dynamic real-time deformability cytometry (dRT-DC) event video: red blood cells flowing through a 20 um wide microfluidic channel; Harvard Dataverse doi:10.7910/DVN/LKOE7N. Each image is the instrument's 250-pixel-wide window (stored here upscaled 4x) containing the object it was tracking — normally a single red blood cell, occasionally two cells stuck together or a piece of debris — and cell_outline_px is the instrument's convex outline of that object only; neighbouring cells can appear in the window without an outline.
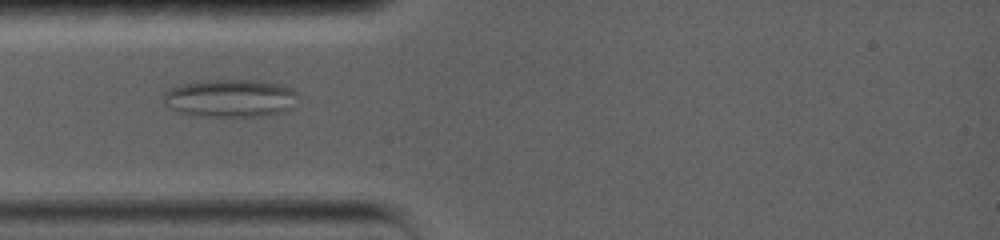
{"species": "common noctule bat (a hibernating species)", "species_latin": "Nyctalus noctula", "temperature_condition": "warm", "stored_images_in_passage": 20, "camera_frame_rate_fps": 5000, "um_per_image_px": 0.085, "animal": {"sex": "female", "body_mass_g": 19.0, "forearm_length_mm": 56.7}, "frame": {"image": 1, "passage_image": 7, "time_ms": 3.4, "image_size_px": [1000, 240], "cell_outline_px": [[296, 92], [292, 108], [284, 112], [256, 116], [204, 116], [176, 112], [164, 104], [164, 92], [172, 88], [184, 84], [208, 80], [256, 80], [276, 84], [292, 88]], "centroid_in_image_um": [19.55, 8.35], "position_along_channel_um": 65.4, "area_um2": 29.3}}
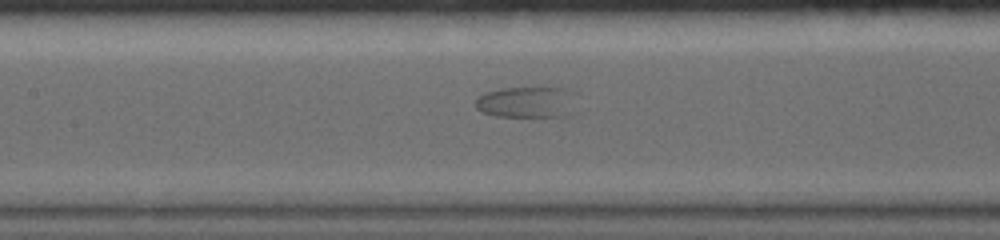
{"frame": {"image": 2, "passage_image": 14, "time_ms": 6.4, "image_size_px": [1000, 240], "cell_outline_px": [[580, 112], [572, 116], [496, 116], [484, 112], [476, 108], [476, 100], [480, 96], [488, 92], [500, 88], [564, 88], [572, 92]], "centroid_in_image_um": [44.92, 8.7], "position_along_channel_um": 162.5, "area_um2": 18.67}}
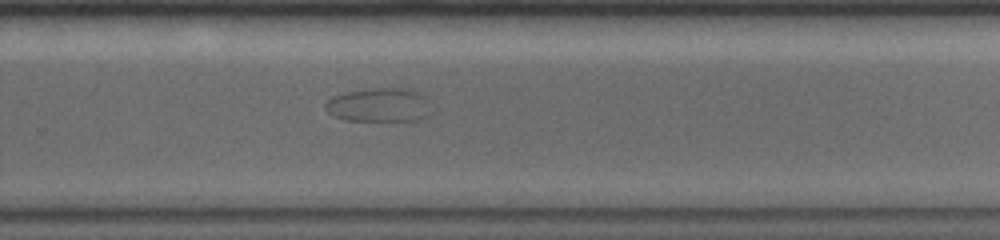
{"frame": {"image": 3, "passage_image": 20, "time_ms": 10.6, "image_size_px": [1000, 240], "cell_outline_px": [[432, 112], [428, 116], [420, 120], [344, 120], [332, 116], [324, 108], [324, 104], [332, 96], [348, 92], [376, 88], [408, 88], [420, 92], [424, 96]], "centroid_in_image_um": [32.23, 8.93], "position_along_channel_um": 297.6, "area_um2": 20.98}}